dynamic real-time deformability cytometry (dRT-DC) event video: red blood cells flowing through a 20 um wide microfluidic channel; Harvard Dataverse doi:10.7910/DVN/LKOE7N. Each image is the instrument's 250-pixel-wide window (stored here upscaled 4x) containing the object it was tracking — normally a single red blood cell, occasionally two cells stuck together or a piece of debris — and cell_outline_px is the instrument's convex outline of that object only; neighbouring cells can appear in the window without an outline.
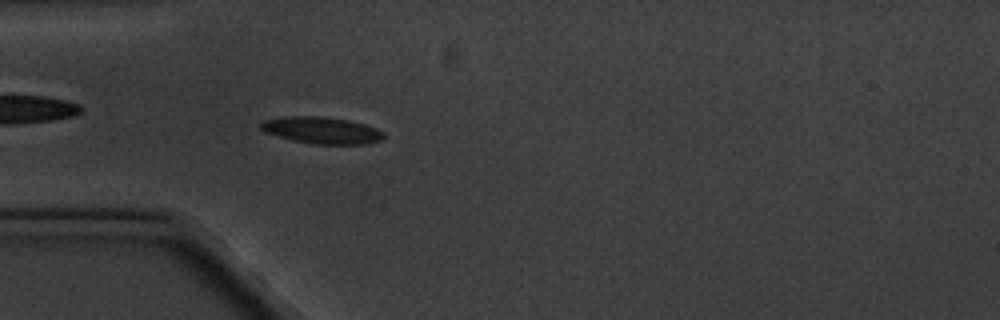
{"species": "common noctule bat (a hibernating species)", "species_latin": "Nyctalus noctula", "temperature_condition": "cold", "stored_images_in_passage": 5, "camera_frame_rate_fps": 3000, "um_per_image_px": 0.085, "animal": {"sex": "male", "body_mass_g": 20.1, "forearm_length_mm": 53.5}, "frame": {"image": 1, "passage_image": 5, "time_ms": 5.333, "image_size_px": [1000, 320], "cell_outline_px": [[384, 140], [368, 144], [316, 144], [292, 140], [264, 132], [260, 128], [260, 124], [264, 120], [292, 116], [316, 116], [348, 120], [364, 124], [376, 128], [384, 132]], "centroid_in_image_um": [27.39, 11.09], "position_along_channel_um": 57.6, "area_um2": 19.07}}